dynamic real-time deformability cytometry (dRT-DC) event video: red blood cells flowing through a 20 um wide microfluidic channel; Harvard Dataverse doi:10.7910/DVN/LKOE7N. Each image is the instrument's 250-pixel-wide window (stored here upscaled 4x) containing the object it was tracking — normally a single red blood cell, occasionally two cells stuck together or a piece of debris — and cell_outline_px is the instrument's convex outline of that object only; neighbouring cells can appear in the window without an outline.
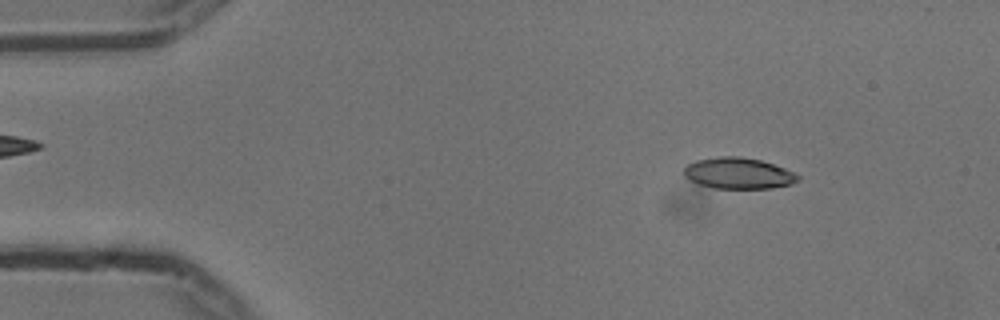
{"species": "common noctule bat (a hibernating species)", "species_latin": "Nyctalus noctula", "temperature_condition": "cold", "stored_images_in_passage": 54, "camera_frame_rate_fps": 3000, "um_per_image_px": 0.085, "animal": {"sex": "male", "body_mass_g": 13.3}, "frame": {"image": 1, "passage_image": 7, "time_ms": 2.0, "image_size_px": [1000, 320], "cell_outline_px": [[800, 180], [792, 184], [772, 188], [716, 188], [700, 184], [684, 176], [684, 168], [688, 164], [696, 160], [720, 156], [740, 156], [760, 160], [784, 168], [800, 176]], "centroid_in_image_um": [62.78, 14.72], "position_along_channel_um": 22.2, "area_um2": 20.52}}
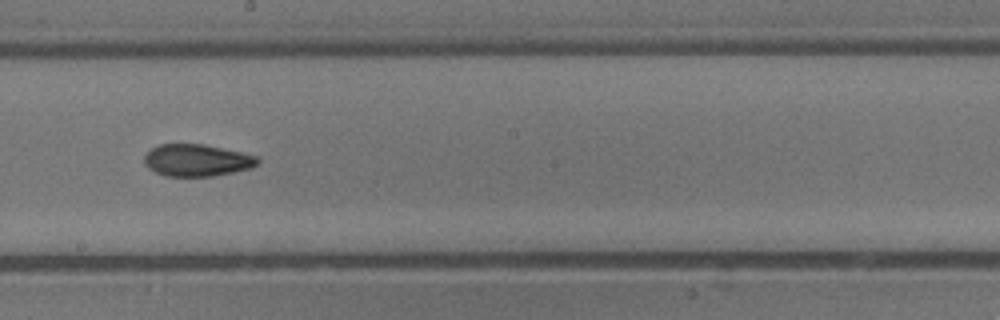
{"frame": {"image": 2, "passage_image": 30, "time_ms": 9.667, "image_size_px": [1000, 320], "cell_outline_px": [[260, 160], [252, 168], [212, 176], [164, 176], [148, 168], [144, 164], [144, 156], [156, 144], [204, 144], [240, 152], [256, 156]], "centroid_in_image_um": [16.7, 13.62], "position_along_channel_um": 231.5, "area_um2": 21.1}}
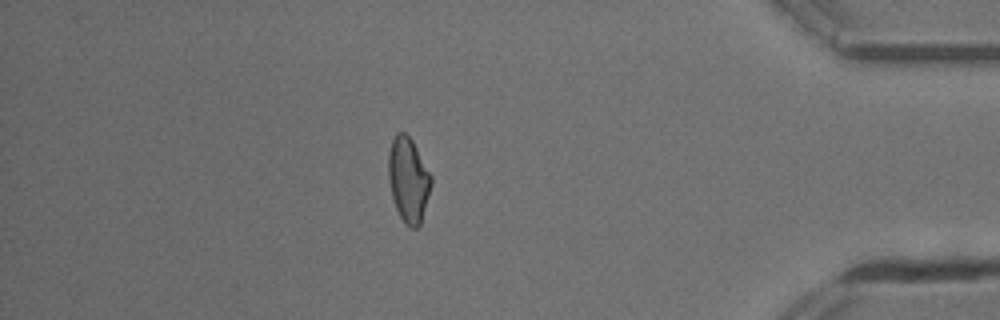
{"frame": {"image": 3, "passage_image": 47, "time_ms": 15.333, "image_size_px": [1000, 320], "cell_outline_px": [[432, 184], [420, 224], [416, 228], [412, 228], [400, 216], [396, 208], [392, 196], [388, 180], [388, 152], [392, 140], [396, 132], [404, 132], [412, 140], [432, 176]], "centroid_in_image_um": [34.7, 15.24], "position_along_channel_um": 400.5, "area_um2": 20.98}, "authors_computed_cell_mechanics": {"area_um2": 21.0392, "velocity_mm_per_s": 3.7262, "shape_relaxation_time_tau1_ms": 7.2543, "shape_relaxation_time_tau2_ms": 2.8883, "deformation_change_tau1": 0.172, "deformation_change_tau2": 0.0868}}